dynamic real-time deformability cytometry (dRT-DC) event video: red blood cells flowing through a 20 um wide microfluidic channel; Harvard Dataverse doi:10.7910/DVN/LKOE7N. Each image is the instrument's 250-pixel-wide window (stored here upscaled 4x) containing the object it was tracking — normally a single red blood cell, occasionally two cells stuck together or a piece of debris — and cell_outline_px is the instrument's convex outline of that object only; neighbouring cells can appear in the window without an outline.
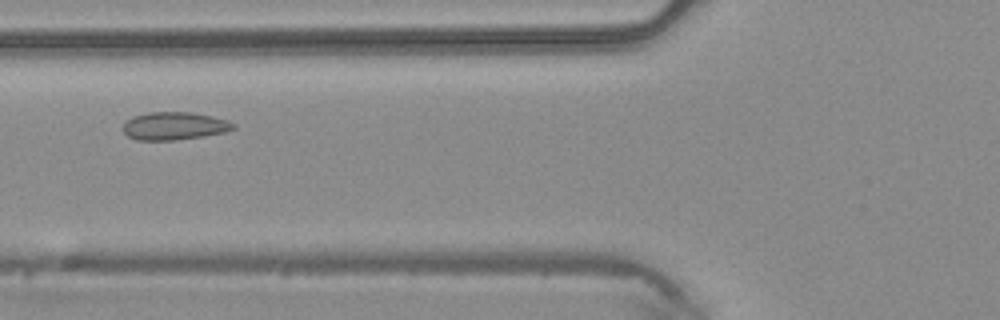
{"species": "common noctule bat (a hibernating species)", "species_latin": "Nyctalus noctula", "temperature_condition": "warm", "stored_images_in_passage": 4, "camera_frame_rate_fps": 3000, "um_per_image_px": 0.085, "animal": {"sex": "male", "body_mass_g": 20.4}, "frame": {"image": 1, "passage_image": 4, "time_ms": 1.0, "image_size_px": [1000, 320], "cell_outline_px": [[236, 128], [224, 132], [204, 136], [176, 140], [136, 140], [128, 136], [124, 132], [124, 124], [132, 116], [148, 112], [192, 112], [212, 116], [228, 120], [236, 124]], "centroid_in_image_um": [14.84, 10.7], "position_along_channel_um": 111.0, "area_um2": 17.98}}